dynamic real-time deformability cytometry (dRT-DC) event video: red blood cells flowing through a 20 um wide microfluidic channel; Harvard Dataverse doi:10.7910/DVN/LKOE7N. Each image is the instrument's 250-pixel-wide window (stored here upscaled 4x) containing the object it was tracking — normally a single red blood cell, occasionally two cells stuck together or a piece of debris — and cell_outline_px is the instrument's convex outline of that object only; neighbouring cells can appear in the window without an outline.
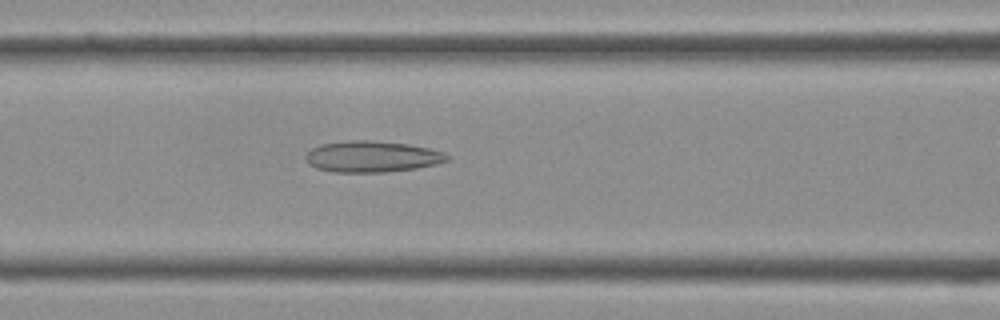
{"species": "Egyptian fruit bat (a non-hibernating species)", "species_latin": "Rousettus aegyptiacus", "temperature_condition": "cold", "stored_images_in_passage": 28, "camera_frame_rate_fps": 3000, "um_per_image_px": 0.085, "frame": {"image": 1, "passage_image": 5, "time_ms": 1.333, "image_size_px": [1000, 320], "cell_outline_px": [[452, 156], [448, 160], [436, 164], [416, 168], [384, 172], [332, 172], [316, 168], [308, 164], [304, 156], [312, 148], [320, 144], [348, 140], [372, 140], [408, 144], [428, 148], [444, 152]], "centroid_in_image_um": [31.61, 13.3], "position_along_channel_um": 135.0, "area_um2": 25.89}}
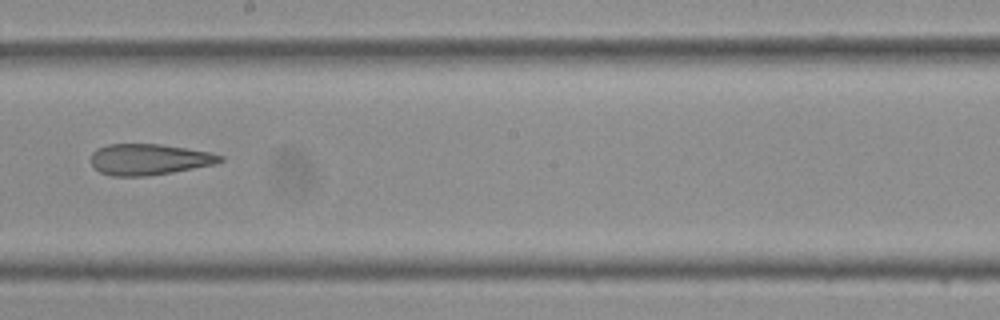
{"frame": {"image": 2, "passage_image": 11, "time_ms": 3.333, "image_size_px": [1000, 320], "cell_outline_px": [[224, 160], [216, 164], [172, 172], [144, 176], [112, 176], [100, 172], [92, 164], [92, 152], [96, 148], [108, 144], [160, 144], [212, 152], [224, 156]], "centroid_in_image_um": [12.7, 13.54], "position_along_channel_um": 235.5, "area_um2": 23.41}}
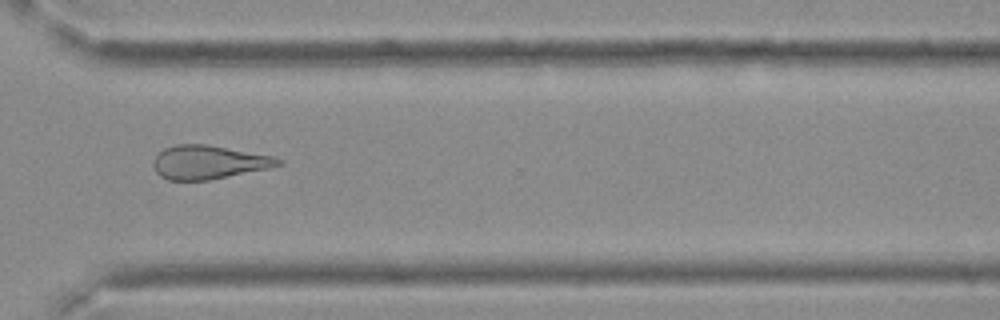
{"frame": {"image": 3, "passage_image": 18, "time_ms": 5.667, "image_size_px": [1000, 320], "cell_outline_px": [[284, 164], [268, 168], [208, 180], [168, 180], [160, 176], [156, 172], [152, 164], [152, 160], [164, 148], [176, 144], [208, 144], [272, 156], [284, 160]], "centroid_in_image_um": [17.71, 13.78], "position_along_channel_um": 352.9, "area_um2": 24.45}}